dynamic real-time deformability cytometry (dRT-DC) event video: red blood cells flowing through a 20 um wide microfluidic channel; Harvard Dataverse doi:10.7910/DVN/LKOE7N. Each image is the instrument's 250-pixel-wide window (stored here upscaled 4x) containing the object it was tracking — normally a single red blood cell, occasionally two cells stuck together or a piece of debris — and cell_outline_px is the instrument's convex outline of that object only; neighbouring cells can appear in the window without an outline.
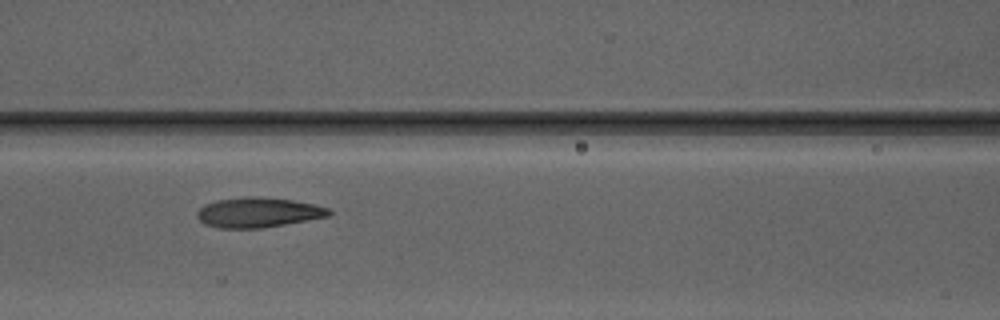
{"species": "Egyptian fruit bat (a non-hibernating species)", "species_latin": "Rousettus aegyptiacus", "temperature_condition": "warm", "stored_images_in_passage": 5, "camera_frame_rate_fps": 3000, "um_per_image_px": 0.085, "animal": {"sex": "male"}, "frame": {"image": 1, "passage_image": 4, "time_ms": 4.333, "image_size_px": [1000, 320], "cell_outline_px": [[332, 212], [328, 216], [284, 224], [260, 228], [220, 228], [204, 224], [196, 216], [196, 212], [204, 204], [216, 200], [244, 196], [264, 196], [292, 200], [312, 204], [328, 208]], "centroid_in_image_um": [21.89, 18.04], "position_along_channel_um": 144.7, "area_um2": 23.0}}
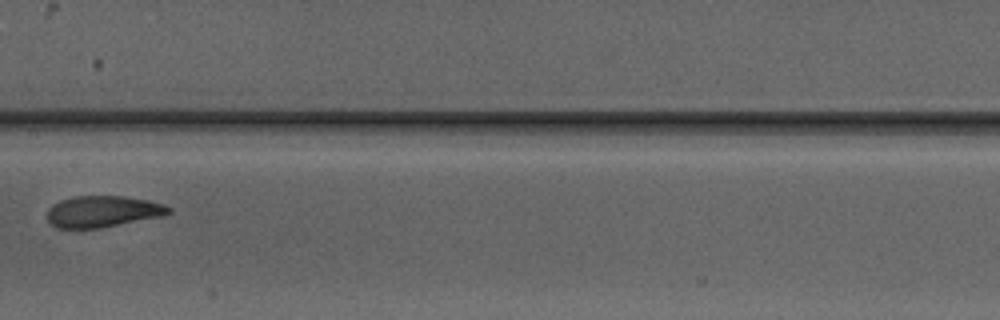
{"frame": {"image": 2, "passage_image": 5, "time_ms": 5.667, "image_size_px": [1000, 320], "cell_outline_px": [[172, 212], [160, 216], [100, 228], [56, 228], [48, 220], [48, 208], [52, 204], [60, 200], [72, 196], [124, 196], [148, 200], [164, 204], [172, 208]], "centroid_in_image_um": [8.72, 17.96], "position_along_channel_um": 198.7, "area_um2": 22.2}}